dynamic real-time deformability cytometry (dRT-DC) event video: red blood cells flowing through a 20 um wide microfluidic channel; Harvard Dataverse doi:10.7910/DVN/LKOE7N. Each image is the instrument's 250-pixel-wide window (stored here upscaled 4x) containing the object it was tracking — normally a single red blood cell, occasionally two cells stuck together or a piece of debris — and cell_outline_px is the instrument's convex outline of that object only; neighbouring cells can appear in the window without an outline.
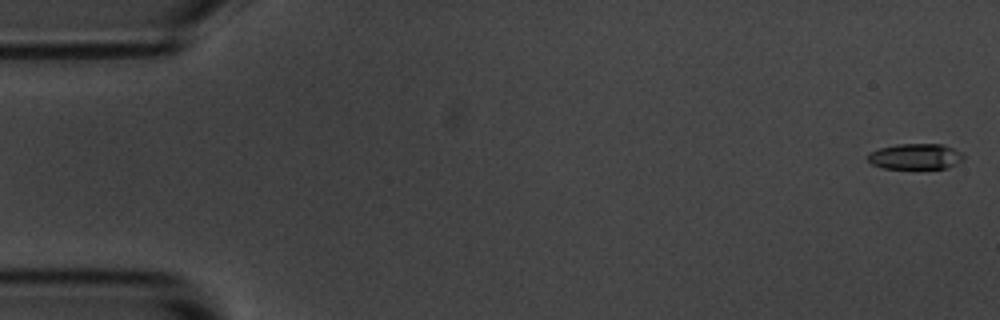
{"species": "common noctule bat (a hibernating species)", "species_latin": "Nyctalus noctula", "temperature_condition": "room temperature", "stored_images_in_passage": 56, "camera_frame_rate_fps": 3000, "um_per_image_px": 0.085, "animal": {"sex": "male", "body_mass_g": 20.1, "forearm_length_mm": 53.5}, "frame": {"image": 1, "passage_image": 1, "time_ms": 0.0, "image_size_px": [1000, 320], "cell_outline_px": [[964, 160], [948, 168], [884, 168], [872, 164], [868, 160], [868, 152], [880, 148], [896, 144], [940, 144], [952, 148], [960, 152], [964, 156]], "centroid_in_image_um": [77.81, 13.3], "position_along_channel_um": 7.2, "area_um2": 14.28}}
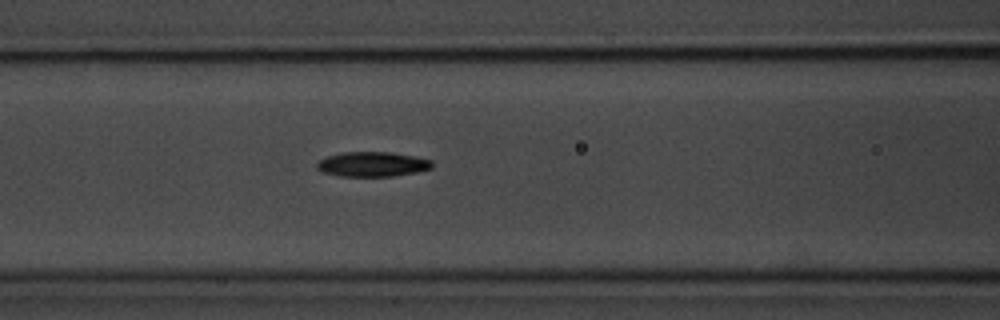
{"frame": {"image": 2, "passage_image": 23, "time_ms": 7.333, "image_size_px": [1000, 320], "cell_outline_px": [[432, 168], [416, 172], [392, 176], [340, 176], [324, 172], [316, 168], [316, 164], [320, 160], [328, 156], [340, 152], [392, 152], [432, 160]], "centroid_in_image_um": [31.64, 13.95], "position_along_channel_um": 135.0, "area_um2": 16.53}}
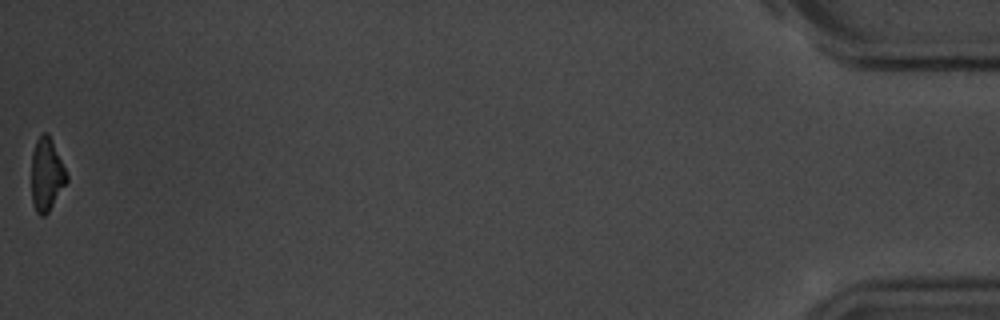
{"frame": {"image": 3, "passage_image": 56, "time_ms": 18.333, "image_size_px": [1000, 320], "cell_outline_px": [[68, 180], [48, 212], [44, 216], [40, 216], [36, 212], [32, 204], [32, 152], [36, 140], [44, 132], [48, 132], [52, 140], [68, 176]], "centroid_in_image_um": [3.95, 14.84], "position_along_channel_um": 431.3, "area_um2": 14.85}, "authors_computed_cell_mechanics": {"area_um2": 15.8372, "velocity_mm_per_s": 3.5918, "shape_relaxation_time_tau1_ms": 2.4728, "shape_relaxation_time_tau2_ms": 8.5776, "deformation_change_tau1": 0.1607, "deformation_change_tau2": 0.1685}}